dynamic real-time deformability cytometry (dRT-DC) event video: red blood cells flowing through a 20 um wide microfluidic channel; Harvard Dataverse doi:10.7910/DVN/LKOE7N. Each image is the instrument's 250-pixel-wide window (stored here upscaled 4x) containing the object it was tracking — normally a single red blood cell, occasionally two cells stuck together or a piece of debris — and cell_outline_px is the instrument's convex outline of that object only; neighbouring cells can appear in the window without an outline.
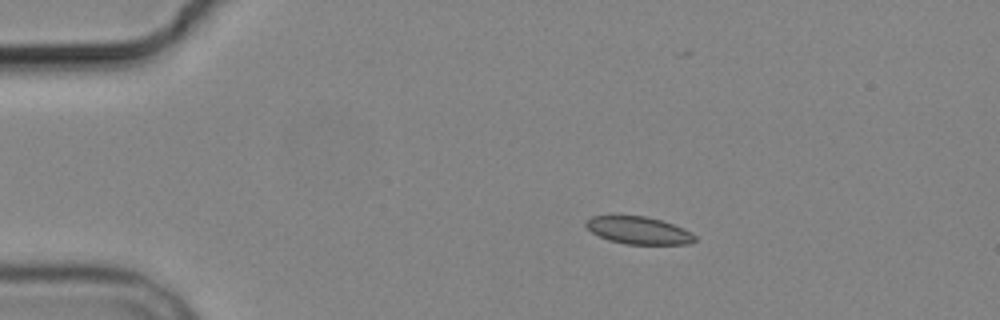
{"species": "common noctule bat (a hibernating species)", "species_latin": "Nyctalus noctula", "temperature_condition": "cold", "stored_images_in_passage": 14, "camera_frame_rate_fps": 3000, "um_per_image_px": 0.085, "animal": {"sex": "male", "body_mass_g": 19.2, "forearm_length_mm": 51.8}, "frame": {"image": 1, "passage_image": 3, "time_ms": 3.0, "image_size_px": [1000, 320], "cell_outline_px": [[696, 240], [688, 244], [624, 244], [608, 240], [592, 232], [584, 224], [592, 216], [648, 216], [684, 228], [692, 232], [696, 236]], "centroid_in_image_um": [54.31, 19.59], "position_along_channel_um": 30.7, "area_um2": 17.34}}
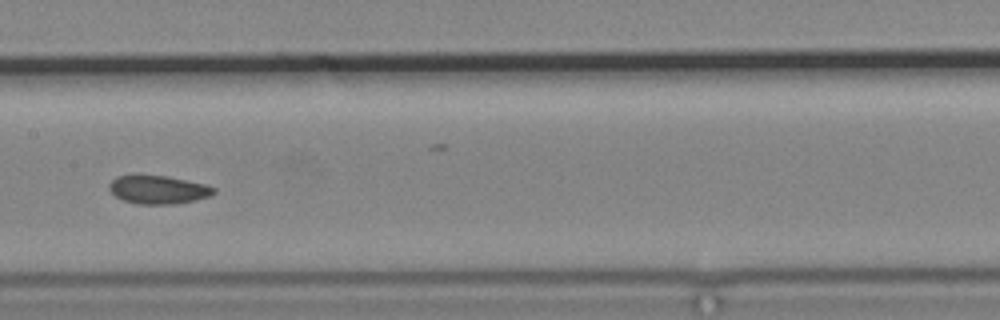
{"frame": {"image": 2, "passage_image": 8, "time_ms": 9.0, "image_size_px": [1000, 320], "cell_outline_px": [[216, 192], [208, 196], [176, 204], [136, 204], [124, 200], [116, 196], [108, 188], [108, 184], [116, 176], [136, 172], [168, 176], [204, 184], [216, 188]], "centroid_in_image_um": [13.37, 16.07], "position_along_channel_um": 194.0, "area_um2": 17.74}}
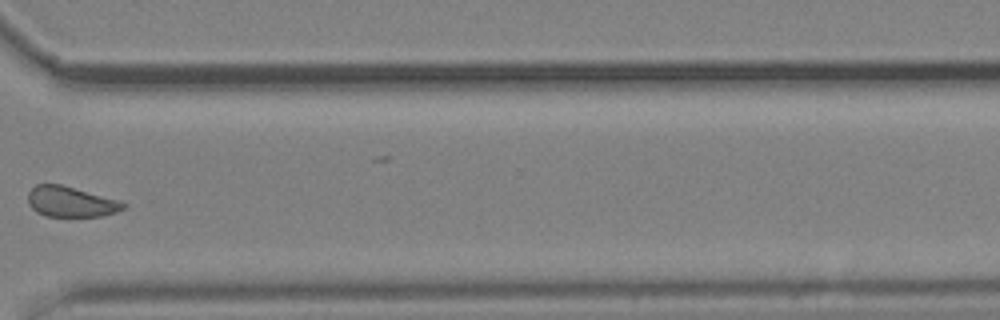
{"frame": {"image": 3, "passage_image": 12, "time_ms": 13.667, "image_size_px": [1000, 320], "cell_outline_px": [[128, 204], [124, 208], [116, 212], [104, 216], [44, 216], [36, 212], [28, 204], [28, 192], [36, 184], [60, 184], [120, 200]], "centroid_in_image_um": [6.02, 17.15], "position_along_channel_um": 364.6, "area_um2": 16.99}, "authors_computed_cell_mechanics": {"area_um2": 17.6001, "velocity_mm_per_s": 3.6452, "shape_relaxation_time_tau1_ms": 3.6343, "shape_relaxation_time_tau2_ms": null, "deformation_change_tau1": 0.0557, "deformation_change_tau2": null}}